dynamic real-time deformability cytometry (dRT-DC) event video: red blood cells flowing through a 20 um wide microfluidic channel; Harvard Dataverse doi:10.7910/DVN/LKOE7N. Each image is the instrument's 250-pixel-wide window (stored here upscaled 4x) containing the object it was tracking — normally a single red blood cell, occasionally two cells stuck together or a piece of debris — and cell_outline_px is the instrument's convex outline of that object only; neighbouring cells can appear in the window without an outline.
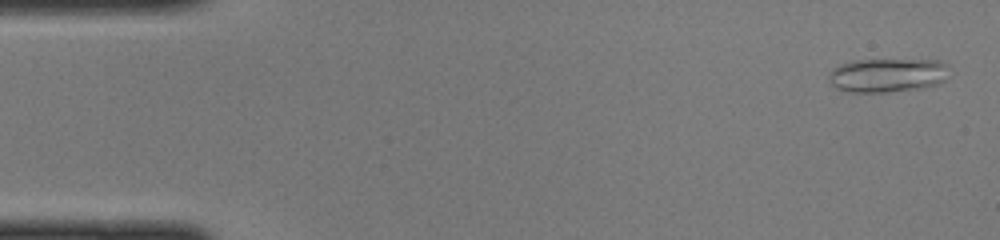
{"species": "common noctule bat (a hibernating species)", "species_latin": "Nyctalus noctula", "temperature_condition": "cold", "stored_images_in_passage": 46, "camera_frame_rate_fps": 3000, "um_per_image_px": 0.085, "animal": {"sex": "female", "body_mass_g": 22.0, "forearm_length_mm": 56.7}, "frame": {"image": 1, "passage_image": 2, "time_ms": 0.333, "image_size_px": [1000, 240], "cell_outline_px": [[948, 64], [944, 80], [940, 84], [920, 88], [884, 92], [848, 92], [836, 88], [832, 84], [828, 76], [832, 68], [840, 64], [856, 60], [936, 60]], "centroid_in_image_um": [75.41, 6.39], "position_along_channel_um": 9.6, "area_um2": 23.7}}
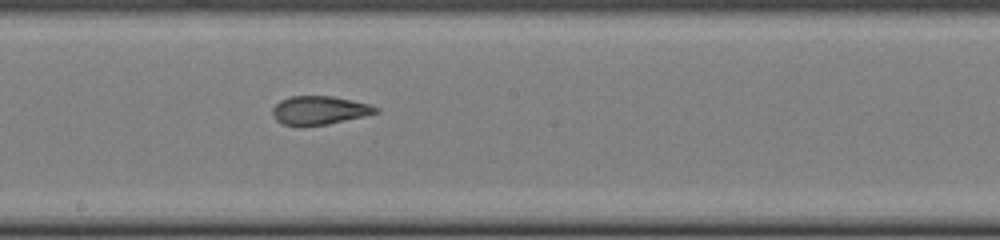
{"frame": {"image": 2, "passage_image": 25, "time_ms": 8.0, "image_size_px": [1000, 240], "cell_outline_px": [[380, 112], [364, 116], [328, 124], [300, 128], [284, 124], [276, 120], [272, 116], [272, 108], [280, 100], [288, 96], [332, 96], [352, 100], [368, 104], [380, 108]], "centroid_in_image_um": [27.11, 9.39], "position_along_channel_um": 221.1, "area_um2": 17.57}}
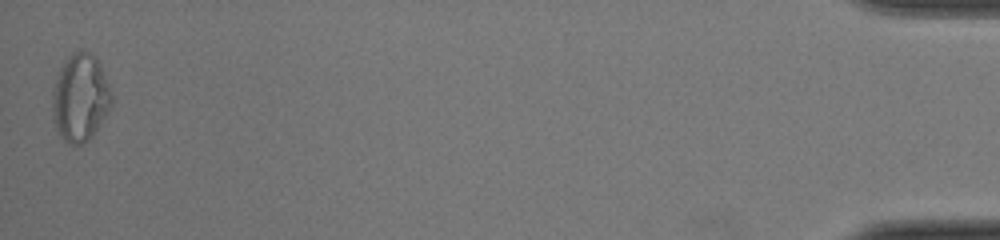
{"frame": {"image": 3, "passage_image": 46, "time_ms": 15.0, "image_size_px": [1000, 240], "cell_outline_px": [[112, 104], [92, 136], [84, 144], [68, 144], [60, 136], [56, 128], [52, 116], [52, 88], [60, 68], [64, 60], [72, 52], [80, 48], [84, 48], [100, 64], [112, 92]], "centroid_in_image_um": [6.8, 8.29], "position_along_channel_um": 428.4, "area_um2": 30.4}}